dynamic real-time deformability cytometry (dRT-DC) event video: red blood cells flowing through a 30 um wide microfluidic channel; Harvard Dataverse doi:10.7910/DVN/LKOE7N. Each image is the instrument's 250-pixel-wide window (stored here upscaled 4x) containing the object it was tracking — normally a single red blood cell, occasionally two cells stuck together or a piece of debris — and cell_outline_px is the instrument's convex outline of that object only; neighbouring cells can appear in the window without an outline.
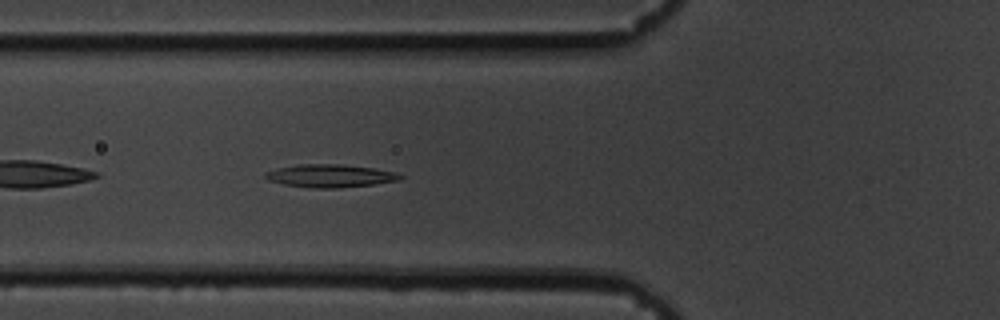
{"species": "common noctule bat (a hibernating species)", "species_latin": "Nyctalus noctula", "temperature_condition": "cold", "stored_images_in_passage": 44, "camera_frame_rate_fps": 3000, "um_per_image_px": 0.085, "animal": {"sex": "male", "body_mass_g": 19.5, "forearm_length_mm": 54.6}, "frame": {"image": 1, "passage_image": 6, "time_ms": 1.667, "image_size_px": [1000, 320], "cell_outline_px": [[404, 176], [400, 180], [372, 184], [340, 188], [312, 188], [284, 184], [268, 180], [264, 176], [264, 172], [276, 168], [300, 164], [340, 164], [372, 168], [396, 172]], "centroid_in_image_um": [28.04, 14.94], "position_along_channel_um": 97.8, "area_um2": 17.98}}
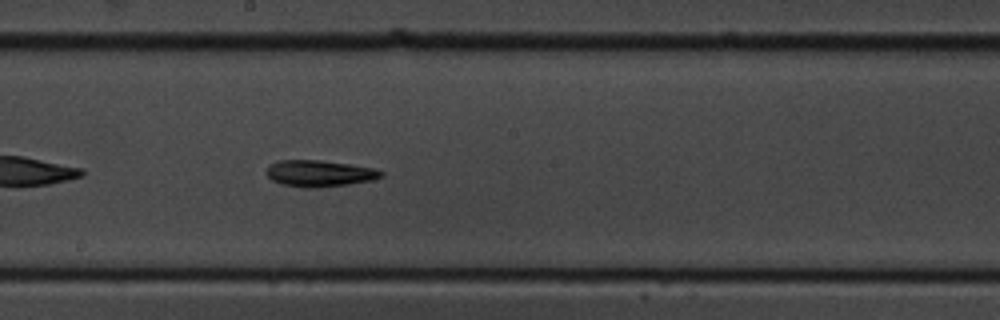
{"frame": {"image": 2, "passage_image": 17, "time_ms": 5.333, "image_size_px": [1000, 320], "cell_outline_px": [[384, 176], [372, 180], [348, 184], [316, 188], [308, 188], [284, 184], [272, 180], [264, 172], [268, 164], [280, 160], [320, 160], [348, 164], [372, 168], [384, 172]], "centroid_in_image_um": [27.12, 14.73], "position_along_channel_um": 221.1, "area_um2": 17.63}}
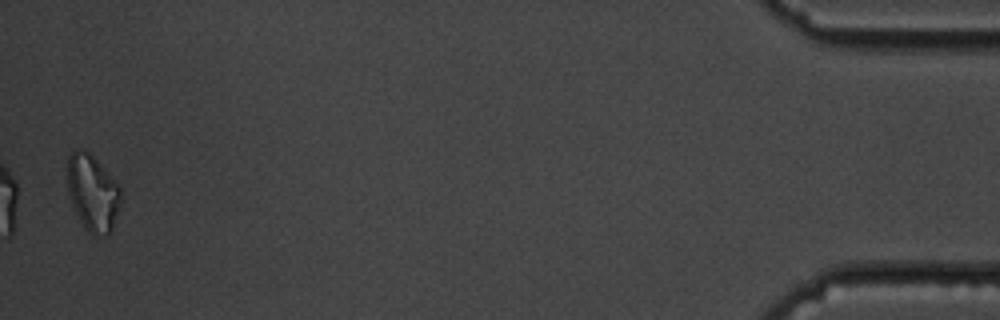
{"frame": {"image": 3, "passage_image": 43, "time_ms": 14.0, "image_size_px": [1000, 320], "cell_outline_px": [[120, 204], [112, 232], [108, 236], [96, 236], [88, 232], [84, 228], [72, 204], [68, 192], [64, 168], [64, 164], [68, 156], [76, 148], [84, 148], [104, 168], [120, 188]], "centroid_in_image_um": [7.82, 16.38], "position_along_channel_um": 427.4, "area_um2": 24.28}, "authors_computed_cell_mechanics": {"area_um2": 17.34, "velocity_mm_per_s": 3.3568, "shape_relaxation_time_tau1_ms": 9.5569, "shape_relaxation_time_tau2_ms": null, "deformation_change_tau1": 0.2475, "deformation_change_tau2": null}}